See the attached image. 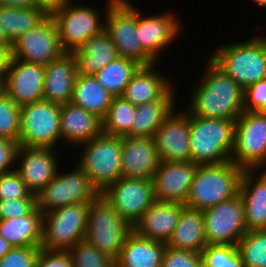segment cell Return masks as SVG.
<instances>
[{
	"instance_id": "1",
	"label": "cell",
	"mask_w": 266,
	"mask_h": 267,
	"mask_svg": "<svg viewBox=\"0 0 266 267\" xmlns=\"http://www.w3.org/2000/svg\"><path fill=\"white\" fill-rule=\"evenodd\" d=\"M208 58L186 109L192 116L237 120L244 112V90Z\"/></svg>"
},
{
	"instance_id": "2",
	"label": "cell",
	"mask_w": 266,
	"mask_h": 267,
	"mask_svg": "<svg viewBox=\"0 0 266 267\" xmlns=\"http://www.w3.org/2000/svg\"><path fill=\"white\" fill-rule=\"evenodd\" d=\"M243 171L232 161L198 165L185 206L203 211L234 198Z\"/></svg>"
},
{
	"instance_id": "3",
	"label": "cell",
	"mask_w": 266,
	"mask_h": 267,
	"mask_svg": "<svg viewBox=\"0 0 266 267\" xmlns=\"http://www.w3.org/2000/svg\"><path fill=\"white\" fill-rule=\"evenodd\" d=\"M235 122L197 117L189 113L191 161L198 165L231 161Z\"/></svg>"
},
{
	"instance_id": "4",
	"label": "cell",
	"mask_w": 266,
	"mask_h": 267,
	"mask_svg": "<svg viewBox=\"0 0 266 267\" xmlns=\"http://www.w3.org/2000/svg\"><path fill=\"white\" fill-rule=\"evenodd\" d=\"M243 90L266 78V36L221 45L209 55Z\"/></svg>"
},
{
	"instance_id": "5",
	"label": "cell",
	"mask_w": 266,
	"mask_h": 267,
	"mask_svg": "<svg viewBox=\"0 0 266 267\" xmlns=\"http://www.w3.org/2000/svg\"><path fill=\"white\" fill-rule=\"evenodd\" d=\"M129 225L100 193L88 203L85 240L114 261L120 254Z\"/></svg>"
},
{
	"instance_id": "6",
	"label": "cell",
	"mask_w": 266,
	"mask_h": 267,
	"mask_svg": "<svg viewBox=\"0 0 266 267\" xmlns=\"http://www.w3.org/2000/svg\"><path fill=\"white\" fill-rule=\"evenodd\" d=\"M79 145L83 148L77 164L100 193L122 177V137L101 133Z\"/></svg>"
},
{
	"instance_id": "7",
	"label": "cell",
	"mask_w": 266,
	"mask_h": 267,
	"mask_svg": "<svg viewBox=\"0 0 266 267\" xmlns=\"http://www.w3.org/2000/svg\"><path fill=\"white\" fill-rule=\"evenodd\" d=\"M131 3L129 0H108L104 30L113 41L119 57L132 59L141 66L155 64L137 38V8Z\"/></svg>"
},
{
	"instance_id": "8",
	"label": "cell",
	"mask_w": 266,
	"mask_h": 267,
	"mask_svg": "<svg viewBox=\"0 0 266 267\" xmlns=\"http://www.w3.org/2000/svg\"><path fill=\"white\" fill-rule=\"evenodd\" d=\"M231 161L242 170L266 169V112L244 111L236 120Z\"/></svg>"
},
{
	"instance_id": "9",
	"label": "cell",
	"mask_w": 266,
	"mask_h": 267,
	"mask_svg": "<svg viewBox=\"0 0 266 267\" xmlns=\"http://www.w3.org/2000/svg\"><path fill=\"white\" fill-rule=\"evenodd\" d=\"M87 212L88 203H75L43 214L41 248L68 251L85 239Z\"/></svg>"
},
{
	"instance_id": "10",
	"label": "cell",
	"mask_w": 266,
	"mask_h": 267,
	"mask_svg": "<svg viewBox=\"0 0 266 267\" xmlns=\"http://www.w3.org/2000/svg\"><path fill=\"white\" fill-rule=\"evenodd\" d=\"M60 106L45 99L21 106L19 146L55 149L61 141Z\"/></svg>"
},
{
	"instance_id": "11",
	"label": "cell",
	"mask_w": 266,
	"mask_h": 267,
	"mask_svg": "<svg viewBox=\"0 0 266 267\" xmlns=\"http://www.w3.org/2000/svg\"><path fill=\"white\" fill-rule=\"evenodd\" d=\"M72 1L50 13L58 28L61 49L67 53L78 50L90 37L105 28L99 11L87 5H74Z\"/></svg>"
},
{
	"instance_id": "12",
	"label": "cell",
	"mask_w": 266,
	"mask_h": 267,
	"mask_svg": "<svg viewBox=\"0 0 266 267\" xmlns=\"http://www.w3.org/2000/svg\"><path fill=\"white\" fill-rule=\"evenodd\" d=\"M100 194L89 180L88 175L78 165L70 173L56 176L36 196L37 207L45 214L58 207L75 203H90Z\"/></svg>"
},
{
	"instance_id": "13",
	"label": "cell",
	"mask_w": 266,
	"mask_h": 267,
	"mask_svg": "<svg viewBox=\"0 0 266 267\" xmlns=\"http://www.w3.org/2000/svg\"><path fill=\"white\" fill-rule=\"evenodd\" d=\"M101 194L131 226L155 202L153 182L149 179L121 177Z\"/></svg>"
},
{
	"instance_id": "14",
	"label": "cell",
	"mask_w": 266,
	"mask_h": 267,
	"mask_svg": "<svg viewBox=\"0 0 266 267\" xmlns=\"http://www.w3.org/2000/svg\"><path fill=\"white\" fill-rule=\"evenodd\" d=\"M207 244L237 245L248 232L245 224L244 204L238 194L202 211Z\"/></svg>"
},
{
	"instance_id": "15",
	"label": "cell",
	"mask_w": 266,
	"mask_h": 267,
	"mask_svg": "<svg viewBox=\"0 0 266 267\" xmlns=\"http://www.w3.org/2000/svg\"><path fill=\"white\" fill-rule=\"evenodd\" d=\"M11 49L14 58L43 66L65 53L59 43L58 28L50 14L17 38Z\"/></svg>"
},
{
	"instance_id": "16",
	"label": "cell",
	"mask_w": 266,
	"mask_h": 267,
	"mask_svg": "<svg viewBox=\"0 0 266 267\" xmlns=\"http://www.w3.org/2000/svg\"><path fill=\"white\" fill-rule=\"evenodd\" d=\"M198 164L193 161H160L153 175L154 198L184 204Z\"/></svg>"
},
{
	"instance_id": "17",
	"label": "cell",
	"mask_w": 266,
	"mask_h": 267,
	"mask_svg": "<svg viewBox=\"0 0 266 267\" xmlns=\"http://www.w3.org/2000/svg\"><path fill=\"white\" fill-rule=\"evenodd\" d=\"M53 148H29L18 146L15 161L20 166L15 169L21 176L29 192L37 196L56 176L58 161Z\"/></svg>"
},
{
	"instance_id": "18",
	"label": "cell",
	"mask_w": 266,
	"mask_h": 267,
	"mask_svg": "<svg viewBox=\"0 0 266 267\" xmlns=\"http://www.w3.org/2000/svg\"><path fill=\"white\" fill-rule=\"evenodd\" d=\"M45 66L12 58L6 75V95L18 106L44 99Z\"/></svg>"
},
{
	"instance_id": "19",
	"label": "cell",
	"mask_w": 266,
	"mask_h": 267,
	"mask_svg": "<svg viewBox=\"0 0 266 267\" xmlns=\"http://www.w3.org/2000/svg\"><path fill=\"white\" fill-rule=\"evenodd\" d=\"M175 110L157 129L154 140L160 161H190L189 112Z\"/></svg>"
},
{
	"instance_id": "20",
	"label": "cell",
	"mask_w": 266,
	"mask_h": 267,
	"mask_svg": "<svg viewBox=\"0 0 266 267\" xmlns=\"http://www.w3.org/2000/svg\"><path fill=\"white\" fill-rule=\"evenodd\" d=\"M138 11L139 9H137V38L143 50L157 62L158 54L177 39L182 26L179 19L171 12L145 17Z\"/></svg>"
},
{
	"instance_id": "21",
	"label": "cell",
	"mask_w": 266,
	"mask_h": 267,
	"mask_svg": "<svg viewBox=\"0 0 266 267\" xmlns=\"http://www.w3.org/2000/svg\"><path fill=\"white\" fill-rule=\"evenodd\" d=\"M159 162L154 138L122 137V177L152 180Z\"/></svg>"
},
{
	"instance_id": "22",
	"label": "cell",
	"mask_w": 266,
	"mask_h": 267,
	"mask_svg": "<svg viewBox=\"0 0 266 267\" xmlns=\"http://www.w3.org/2000/svg\"><path fill=\"white\" fill-rule=\"evenodd\" d=\"M184 207L181 203L155 200L132 226V230L141 237L166 244Z\"/></svg>"
},
{
	"instance_id": "23",
	"label": "cell",
	"mask_w": 266,
	"mask_h": 267,
	"mask_svg": "<svg viewBox=\"0 0 266 267\" xmlns=\"http://www.w3.org/2000/svg\"><path fill=\"white\" fill-rule=\"evenodd\" d=\"M239 194L244 204L247 231L266 229V169L261 172L244 170Z\"/></svg>"
},
{
	"instance_id": "24",
	"label": "cell",
	"mask_w": 266,
	"mask_h": 267,
	"mask_svg": "<svg viewBox=\"0 0 266 267\" xmlns=\"http://www.w3.org/2000/svg\"><path fill=\"white\" fill-rule=\"evenodd\" d=\"M77 77L76 61L72 53H63L45 66L44 99L63 105L71 102Z\"/></svg>"
},
{
	"instance_id": "25",
	"label": "cell",
	"mask_w": 266,
	"mask_h": 267,
	"mask_svg": "<svg viewBox=\"0 0 266 267\" xmlns=\"http://www.w3.org/2000/svg\"><path fill=\"white\" fill-rule=\"evenodd\" d=\"M61 140L79 145L102 133V120L69 102L60 106Z\"/></svg>"
},
{
	"instance_id": "26",
	"label": "cell",
	"mask_w": 266,
	"mask_h": 267,
	"mask_svg": "<svg viewBox=\"0 0 266 267\" xmlns=\"http://www.w3.org/2000/svg\"><path fill=\"white\" fill-rule=\"evenodd\" d=\"M72 54L76 61L77 75H94L119 57L113 41L105 30L90 37Z\"/></svg>"
},
{
	"instance_id": "27",
	"label": "cell",
	"mask_w": 266,
	"mask_h": 267,
	"mask_svg": "<svg viewBox=\"0 0 266 267\" xmlns=\"http://www.w3.org/2000/svg\"><path fill=\"white\" fill-rule=\"evenodd\" d=\"M166 244L137 235H127L115 267H161Z\"/></svg>"
},
{
	"instance_id": "28",
	"label": "cell",
	"mask_w": 266,
	"mask_h": 267,
	"mask_svg": "<svg viewBox=\"0 0 266 267\" xmlns=\"http://www.w3.org/2000/svg\"><path fill=\"white\" fill-rule=\"evenodd\" d=\"M173 85L155 65L140 66L133 74L122 97L131 104L140 106L160 99Z\"/></svg>"
},
{
	"instance_id": "29",
	"label": "cell",
	"mask_w": 266,
	"mask_h": 267,
	"mask_svg": "<svg viewBox=\"0 0 266 267\" xmlns=\"http://www.w3.org/2000/svg\"><path fill=\"white\" fill-rule=\"evenodd\" d=\"M174 85L158 100L137 106L129 137L154 138L157 129L176 108Z\"/></svg>"
},
{
	"instance_id": "30",
	"label": "cell",
	"mask_w": 266,
	"mask_h": 267,
	"mask_svg": "<svg viewBox=\"0 0 266 267\" xmlns=\"http://www.w3.org/2000/svg\"><path fill=\"white\" fill-rule=\"evenodd\" d=\"M207 245L205 222L200 210L184 207L166 246L201 253Z\"/></svg>"
},
{
	"instance_id": "31",
	"label": "cell",
	"mask_w": 266,
	"mask_h": 267,
	"mask_svg": "<svg viewBox=\"0 0 266 267\" xmlns=\"http://www.w3.org/2000/svg\"><path fill=\"white\" fill-rule=\"evenodd\" d=\"M43 214L36 207L22 217L0 220V236L12 247H41Z\"/></svg>"
},
{
	"instance_id": "32",
	"label": "cell",
	"mask_w": 266,
	"mask_h": 267,
	"mask_svg": "<svg viewBox=\"0 0 266 267\" xmlns=\"http://www.w3.org/2000/svg\"><path fill=\"white\" fill-rule=\"evenodd\" d=\"M113 97L93 75H77L71 103L95 114L102 120Z\"/></svg>"
},
{
	"instance_id": "33",
	"label": "cell",
	"mask_w": 266,
	"mask_h": 267,
	"mask_svg": "<svg viewBox=\"0 0 266 267\" xmlns=\"http://www.w3.org/2000/svg\"><path fill=\"white\" fill-rule=\"evenodd\" d=\"M48 13L41 7L28 8L0 6V30L12 44L22 34L39 24Z\"/></svg>"
},
{
	"instance_id": "34",
	"label": "cell",
	"mask_w": 266,
	"mask_h": 267,
	"mask_svg": "<svg viewBox=\"0 0 266 267\" xmlns=\"http://www.w3.org/2000/svg\"><path fill=\"white\" fill-rule=\"evenodd\" d=\"M136 61L118 57L93 76L114 97L122 96L133 74L138 70Z\"/></svg>"
},
{
	"instance_id": "35",
	"label": "cell",
	"mask_w": 266,
	"mask_h": 267,
	"mask_svg": "<svg viewBox=\"0 0 266 267\" xmlns=\"http://www.w3.org/2000/svg\"><path fill=\"white\" fill-rule=\"evenodd\" d=\"M137 106L122 96L113 97L102 119V133L110 136H126L131 131Z\"/></svg>"
},
{
	"instance_id": "36",
	"label": "cell",
	"mask_w": 266,
	"mask_h": 267,
	"mask_svg": "<svg viewBox=\"0 0 266 267\" xmlns=\"http://www.w3.org/2000/svg\"><path fill=\"white\" fill-rule=\"evenodd\" d=\"M237 248L243 267H266V229L248 231Z\"/></svg>"
},
{
	"instance_id": "37",
	"label": "cell",
	"mask_w": 266,
	"mask_h": 267,
	"mask_svg": "<svg viewBox=\"0 0 266 267\" xmlns=\"http://www.w3.org/2000/svg\"><path fill=\"white\" fill-rule=\"evenodd\" d=\"M200 254L202 267H243L237 245L207 244Z\"/></svg>"
},
{
	"instance_id": "38",
	"label": "cell",
	"mask_w": 266,
	"mask_h": 267,
	"mask_svg": "<svg viewBox=\"0 0 266 267\" xmlns=\"http://www.w3.org/2000/svg\"><path fill=\"white\" fill-rule=\"evenodd\" d=\"M73 267H115V261L83 239L68 250Z\"/></svg>"
},
{
	"instance_id": "39",
	"label": "cell",
	"mask_w": 266,
	"mask_h": 267,
	"mask_svg": "<svg viewBox=\"0 0 266 267\" xmlns=\"http://www.w3.org/2000/svg\"><path fill=\"white\" fill-rule=\"evenodd\" d=\"M20 107L7 95L0 97V137L16 142L20 138Z\"/></svg>"
},
{
	"instance_id": "40",
	"label": "cell",
	"mask_w": 266,
	"mask_h": 267,
	"mask_svg": "<svg viewBox=\"0 0 266 267\" xmlns=\"http://www.w3.org/2000/svg\"><path fill=\"white\" fill-rule=\"evenodd\" d=\"M21 198H37L27 189L25 182L18 172L12 171L0 175V200L11 199L18 200Z\"/></svg>"
},
{
	"instance_id": "41",
	"label": "cell",
	"mask_w": 266,
	"mask_h": 267,
	"mask_svg": "<svg viewBox=\"0 0 266 267\" xmlns=\"http://www.w3.org/2000/svg\"><path fill=\"white\" fill-rule=\"evenodd\" d=\"M41 247H12L0 259V267H36Z\"/></svg>"
},
{
	"instance_id": "42",
	"label": "cell",
	"mask_w": 266,
	"mask_h": 267,
	"mask_svg": "<svg viewBox=\"0 0 266 267\" xmlns=\"http://www.w3.org/2000/svg\"><path fill=\"white\" fill-rule=\"evenodd\" d=\"M161 267H202L201 254L166 246Z\"/></svg>"
},
{
	"instance_id": "43",
	"label": "cell",
	"mask_w": 266,
	"mask_h": 267,
	"mask_svg": "<svg viewBox=\"0 0 266 267\" xmlns=\"http://www.w3.org/2000/svg\"><path fill=\"white\" fill-rule=\"evenodd\" d=\"M36 207H37V198L0 200V220L26 216L30 214Z\"/></svg>"
},
{
	"instance_id": "44",
	"label": "cell",
	"mask_w": 266,
	"mask_h": 267,
	"mask_svg": "<svg viewBox=\"0 0 266 267\" xmlns=\"http://www.w3.org/2000/svg\"><path fill=\"white\" fill-rule=\"evenodd\" d=\"M244 111L266 112V78L244 90Z\"/></svg>"
},
{
	"instance_id": "45",
	"label": "cell",
	"mask_w": 266,
	"mask_h": 267,
	"mask_svg": "<svg viewBox=\"0 0 266 267\" xmlns=\"http://www.w3.org/2000/svg\"><path fill=\"white\" fill-rule=\"evenodd\" d=\"M36 267H73L72 258L68 251L40 248Z\"/></svg>"
},
{
	"instance_id": "46",
	"label": "cell",
	"mask_w": 266,
	"mask_h": 267,
	"mask_svg": "<svg viewBox=\"0 0 266 267\" xmlns=\"http://www.w3.org/2000/svg\"><path fill=\"white\" fill-rule=\"evenodd\" d=\"M18 144L7 138L0 137V175L14 168L15 155L17 152Z\"/></svg>"
},
{
	"instance_id": "47",
	"label": "cell",
	"mask_w": 266,
	"mask_h": 267,
	"mask_svg": "<svg viewBox=\"0 0 266 267\" xmlns=\"http://www.w3.org/2000/svg\"><path fill=\"white\" fill-rule=\"evenodd\" d=\"M12 58L11 47H0V75H7Z\"/></svg>"
},
{
	"instance_id": "48",
	"label": "cell",
	"mask_w": 266,
	"mask_h": 267,
	"mask_svg": "<svg viewBox=\"0 0 266 267\" xmlns=\"http://www.w3.org/2000/svg\"><path fill=\"white\" fill-rule=\"evenodd\" d=\"M70 0H34L36 6L43 8L48 14Z\"/></svg>"
},
{
	"instance_id": "49",
	"label": "cell",
	"mask_w": 266,
	"mask_h": 267,
	"mask_svg": "<svg viewBox=\"0 0 266 267\" xmlns=\"http://www.w3.org/2000/svg\"><path fill=\"white\" fill-rule=\"evenodd\" d=\"M2 7L28 8L36 6L34 0H0Z\"/></svg>"
},
{
	"instance_id": "50",
	"label": "cell",
	"mask_w": 266,
	"mask_h": 267,
	"mask_svg": "<svg viewBox=\"0 0 266 267\" xmlns=\"http://www.w3.org/2000/svg\"><path fill=\"white\" fill-rule=\"evenodd\" d=\"M12 246L2 236H0V259L10 250Z\"/></svg>"
},
{
	"instance_id": "51",
	"label": "cell",
	"mask_w": 266,
	"mask_h": 267,
	"mask_svg": "<svg viewBox=\"0 0 266 267\" xmlns=\"http://www.w3.org/2000/svg\"><path fill=\"white\" fill-rule=\"evenodd\" d=\"M6 95V75H0V97Z\"/></svg>"
},
{
	"instance_id": "52",
	"label": "cell",
	"mask_w": 266,
	"mask_h": 267,
	"mask_svg": "<svg viewBox=\"0 0 266 267\" xmlns=\"http://www.w3.org/2000/svg\"><path fill=\"white\" fill-rule=\"evenodd\" d=\"M0 47H11V44L4 37V35L1 32V30H0Z\"/></svg>"
},
{
	"instance_id": "53",
	"label": "cell",
	"mask_w": 266,
	"mask_h": 267,
	"mask_svg": "<svg viewBox=\"0 0 266 267\" xmlns=\"http://www.w3.org/2000/svg\"><path fill=\"white\" fill-rule=\"evenodd\" d=\"M253 3L257 4L259 7L266 8V0H252Z\"/></svg>"
}]
</instances>
